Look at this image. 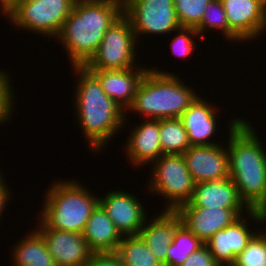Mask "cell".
<instances>
[{"label":"cell","instance_id":"6da1fadb","mask_svg":"<svg viewBox=\"0 0 266 266\" xmlns=\"http://www.w3.org/2000/svg\"><path fill=\"white\" fill-rule=\"evenodd\" d=\"M229 177L250 209L266 208V151L251 123L236 117L228 125Z\"/></svg>","mask_w":266,"mask_h":266},{"label":"cell","instance_id":"7a4b0ae2","mask_svg":"<svg viewBox=\"0 0 266 266\" xmlns=\"http://www.w3.org/2000/svg\"><path fill=\"white\" fill-rule=\"evenodd\" d=\"M123 15V0H76L57 38L72 66H84L107 29Z\"/></svg>","mask_w":266,"mask_h":266},{"label":"cell","instance_id":"3957f363","mask_svg":"<svg viewBox=\"0 0 266 266\" xmlns=\"http://www.w3.org/2000/svg\"><path fill=\"white\" fill-rule=\"evenodd\" d=\"M72 69L79 74L73 95L78 124L86 142L98 152L125 125V110L106 95L99 79L85 66Z\"/></svg>","mask_w":266,"mask_h":266},{"label":"cell","instance_id":"277c9868","mask_svg":"<svg viewBox=\"0 0 266 266\" xmlns=\"http://www.w3.org/2000/svg\"><path fill=\"white\" fill-rule=\"evenodd\" d=\"M177 77L148 68L127 110L153 120L180 118L199 94Z\"/></svg>","mask_w":266,"mask_h":266},{"label":"cell","instance_id":"5b68a950","mask_svg":"<svg viewBox=\"0 0 266 266\" xmlns=\"http://www.w3.org/2000/svg\"><path fill=\"white\" fill-rule=\"evenodd\" d=\"M91 193L75 180L53 182L45 193L38 229L83 233L92 211L99 204L98 196Z\"/></svg>","mask_w":266,"mask_h":266},{"label":"cell","instance_id":"8992f818","mask_svg":"<svg viewBox=\"0 0 266 266\" xmlns=\"http://www.w3.org/2000/svg\"><path fill=\"white\" fill-rule=\"evenodd\" d=\"M76 0H19L6 13L14 26L57 39Z\"/></svg>","mask_w":266,"mask_h":266},{"label":"cell","instance_id":"52a82bcc","mask_svg":"<svg viewBox=\"0 0 266 266\" xmlns=\"http://www.w3.org/2000/svg\"><path fill=\"white\" fill-rule=\"evenodd\" d=\"M152 163L153 172L148 189L169 200L165 210L175 211L188 203L193 195L195 182L183 155L163 154Z\"/></svg>","mask_w":266,"mask_h":266},{"label":"cell","instance_id":"ba28073f","mask_svg":"<svg viewBox=\"0 0 266 266\" xmlns=\"http://www.w3.org/2000/svg\"><path fill=\"white\" fill-rule=\"evenodd\" d=\"M137 42L131 22L123 14L107 29L96 53L84 66L88 70L134 68Z\"/></svg>","mask_w":266,"mask_h":266},{"label":"cell","instance_id":"9c48e42d","mask_svg":"<svg viewBox=\"0 0 266 266\" xmlns=\"http://www.w3.org/2000/svg\"><path fill=\"white\" fill-rule=\"evenodd\" d=\"M123 14L130 20L136 39L143 34H164L177 31L174 0H123Z\"/></svg>","mask_w":266,"mask_h":266},{"label":"cell","instance_id":"30bf717a","mask_svg":"<svg viewBox=\"0 0 266 266\" xmlns=\"http://www.w3.org/2000/svg\"><path fill=\"white\" fill-rule=\"evenodd\" d=\"M221 2L227 15L230 41L255 40L266 29V6L259 0Z\"/></svg>","mask_w":266,"mask_h":266},{"label":"cell","instance_id":"8fae6325","mask_svg":"<svg viewBox=\"0 0 266 266\" xmlns=\"http://www.w3.org/2000/svg\"><path fill=\"white\" fill-rule=\"evenodd\" d=\"M220 145H193L184 152L183 157L195 184L229 177L228 150Z\"/></svg>","mask_w":266,"mask_h":266},{"label":"cell","instance_id":"7c38bea8","mask_svg":"<svg viewBox=\"0 0 266 266\" xmlns=\"http://www.w3.org/2000/svg\"><path fill=\"white\" fill-rule=\"evenodd\" d=\"M183 205H194L204 208L244 209L256 223L261 222L259 210L250 209L240 198L238 189L230 177L219 180L197 183L194 186L190 201Z\"/></svg>","mask_w":266,"mask_h":266},{"label":"cell","instance_id":"4fadbf2b","mask_svg":"<svg viewBox=\"0 0 266 266\" xmlns=\"http://www.w3.org/2000/svg\"><path fill=\"white\" fill-rule=\"evenodd\" d=\"M99 205L122 236L138 235L147 222L143 204L134 194L113 190L105 194L104 198L99 197Z\"/></svg>","mask_w":266,"mask_h":266},{"label":"cell","instance_id":"5bb4252c","mask_svg":"<svg viewBox=\"0 0 266 266\" xmlns=\"http://www.w3.org/2000/svg\"><path fill=\"white\" fill-rule=\"evenodd\" d=\"M175 212L181 223L204 243L217 231L224 229L237 220L243 209L204 208L182 205Z\"/></svg>","mask_w":266,"mask_h":266},{"label":"cell","instance_id":"9a60e30c","mask_svg":"<svg viewBox=\"0 0 266 266\" xmlns=\"http://www.w3.org/2000/svg\"><path fill=\"white\" fill-rule=\"evenodd\" d=\"M43 237L56 266H85L92 255L82 233L36 229Z\"/></svg>","mask_w":266,"mask_h":266},{"label":"cell","instance_id":"2e32d148","mask_svg":"<svg viewBox=\"0 0 266 266\" xmlns=\"http://www.w3.org/2000/svg\"><path fill=\"white\" fill-rule=\"evenodd\" d=\"M247 224L244 216L241 215L232 224L217 231L205 242L219 266L234 263L235 258L246 248L251 238L257 233L250 231Z\"/></svg>","mask_w":266,"mask_h":266},{"label":"cell","instance_id":"e0dca14e","mask_svg":"<svg viewBox=\"0 0 266 266\" xmlns=\"http://www.w3.org/2000/svg\"><path fill=\"white\" fill-rule=\"evenodd\" d=\"M136 70V71H135ZM148 69L129 68L125 70H90L100 81L108 97L126 110L133 102L141 80Z\"/></svg>","mask_w":266,"mask_h":266},{"label":"cell","instance_id":"ac0fdd59","mask_svg":"<svg viewBox=\"0 0 266 266\" xmlns=\"http://www.w3.org/2000/svg\"><path fill=\"white\" fill-rule=\"evenodd\" d=\"M132 130L125 149L133 166L151 164L162 155L159 120L147 119Z\"/></svg>","mask_w":266,"mask_h":266},{"label":"cell","instance_id":"d6986e66","mask_svg":"<svg viewBox=\"0 0 266 266\" xmlns=\"http://www.w3.org/2000/svg\"><path fill=\"white\" fill-rule=\"evenodd\" d=\"M216 109L215 105L198 97L180 116L191 146L216 144L209 141L217 129Z\"/></svg>","mask_w":266,"mask_h":266},{"label":"cell","instance_id":"ffe728a7","mask_svg":"<svg viewBox=\"0 0 266 266\" xmlns=\"http://www.w3.org/2000/svg\"><path fill=\"white\" fill-rule=\"evenodd\" d=\"M156 216L150 224L145 222L139 235L160 264L166 266V252L181 220L175 211L169 210H164Z\"/></svg>","mask_w":266,"mask_h":266},{"label":"cell","instance_id":"44dd1931","mask_svg":"<svg viewBox=\"0 0 266 266\" xmlns=\"http://www.w3.org/2000/svg\"><path fill=\"white\" fill-rule=\"evenodd\" d=\"M82 234L93 253L116 252L123 237L99 204L92 211Z\"/></svg>","mask_w":266,"mask_h":266},{"label":"cell","instance_id":"7402d4cb","mask_svg":"<svg viewBox=\"0 0 266 266\" xmlns=\"http://www.w3.org/2000/svg\"><path fill=\"white\" fill-rule=\"evenodd\" d=\"M13 266H56L42 235L36 230L13 247Z\"/></svg>","mask_w":266,"mask_h":266},{"label":"cell","instance_id":"603a6c76","mask_svg":"<svg viewBox=\"0 0 266 266\" xmlns=\"http://www.w3.org/2000/svg\"><path fill=\"white\" fill-rule=\"evenodd\" d=\"M116 253L123 266H162L139 234L123 236Z\"/></svg>","mask_w":266,"mask_h":266},{"label":"cell","instance_id":"cb8c5ba5","mask_svg":"<svg viewBox=\"0 0 266 266\" xmlns=\"http://www.w3.org/2000/svg\"><path fill=\"white\" fill-rule=\"evenodd\" d=\"M205 243L182 223L176 228L172 243L166 252V266H181L195 251Z\"/></svg>","mask_w":266,"mask_h":266},{"label":"cell","instance_id":"d4e9b609","mask_svg":"<svg viewBox=\"0 0 266 266\" xmlns=\"http://www.w3.org/2000/svg\"><path fill=\"white\" fill-rule=\"evenodd\" d=\"M159 138L163 154H180L191 146L180 118L159 119Z\"/></svg>","mask_w":266,"mask_h":266},{"label":"cell","instance_id":"484cf974","mask_svg":"<svg viewBox=\"0 0 266 266\" xmlns=\"http://www.w3.org/2000/svg\"><path fill=\"white\" fill-rule=\"evenodd\" d=\"M221 29L224 38L230 41V28L228 27L227 15L221 0H212L205 9L201 22L195 27L199 35L208 29Z\"/></svg>","mask_w":266,"mask_h":266},{"label":"cell","instance_id":"4316f807","mask_svg":"<svg viewBox=\"0 0 266 266\" xmlns=\"http://www.w3.org/2000/svg\"><path fill=\"white\" fill-rule=\"evenodd\" d=\"M234 263L237 266H266V232L257 231Z\"/></svg>","mask_w":266,"mask_h":266},{"label":"cell","instance_id":"83f0119b","mask_svg":"<svg viewBox=\"0 0 266 266\" xmlns=\"http://www.w3.org/2000/svg\"><path fill=\"white\" fill-rule=\"evenodd\" d=\"M212 0H174L177 19L181 27H196Z\"/></svg>","mask_w":266,"mask_h":266},{"label":"cell","instance_id":"f1b7e54d","mask_svg":"<svg viewBox=\"0 0 266 266\" xmlns=\"http://www.w3.org/2000/svg\"><path fill=\"white\" fill-rule=\"evenodd\" d=\"M176 32L179 34L171 40V53L182 58L189 57L196 47L191 37L200 35L194 27H181Z\"/></svg>","mask_w":266,"mask_h":266},{"label":"cell","instance_id":"f546056e","mask_svg":"<svg viewBox=\"0 0 266 266\" xmlns=\"http://www.w3.org/2000/svg\"><path fill=\"white\" fill-rule=\"evenodd\" d=\"M8 73L6 71H1L0 69V124L5 123V121H10L11 114L13 112L14 106V94L12 92V85H10L13 81L8 77Z\"/></svg>","mask_w":266,"mask_h":266},{"label":"cell","instance_id":"4dcf8cb0","mask_svg":"<svg viewBox=\"0 0 266 266\" xmlns=\"http://www.w3.org/2000/svg\"><path fill=\"white\" fill-rule=\"evenodd\" d=\"M181 266H219L213 255L210 253L209 248L204 245L198 251L189 255L186 261Z\"/></svg>","mask_w":266,"mask_h":266},{"label":"cell","instance_id":"1f68e13d","mask_svg":"<svg viewBox=\"0 0 266 266\" xmlns=\"http://www.w3.org/2000/svg\"><path fill=\"white\" fill-rule=\"evenodd\" d=\"M85 266H123L116 252L92 253Z\"/></svg>","mask_w":266,"mask_h":266},{"label":"cell","instance_id":"d6a6232c","mask_svg":"<svg viewBox=\"0 0 266 266\" xmlns=\"http://www.w3.org/2000/svg\"><path fill=\"white\" fill-rule=\"evenodd\" d=\"M1 172H0V218L2 216V212L4 213V210L6 208V203H8L9 198L11 195L10 189H7L8 186L7 184H5L6 181H3V177L1 176Z\"/></svg>","mask_w":266,"mask_h":266},{"label":"cell","instance_id":"836d02e7","mask_svg":"<svg viewBox=\"0 0 266 266\" xmlns=\"http://www.w3.org/2000/svg\"><path fill=\"white\" fill-rule=\"evenodd\" d=\"M18 2L19 0H0V8L3 15H6Z\"/></svg>","mask_w":266,"mask_h":266},{"label":"cell","instance_id":"e575fe53","mask_svg":"<svg viewBox=\"0 0 266 266\" xmlns=\"http://www.w3.org/2000/svg\"><path fill=\"white\" fill-rule=\"evenodd\" d=\"M260 216H261V224H263L264 222H266V208H263L261 210H259ZM266 232V230H264Z\"/></svg>","mask_w":266,"mask_h":266},{"label":"cell","instance_id":"d590c367","mask_svg":"<svg viewBox=\"0 0 266 266\" xmlns=\"http://www.w3.org/2000/svg\"><path fill=\"white\" fill-rule=\"evenodd\" d=\"M221 266H237L235 263H228V264H224V265H221Z\"/></svg>","mask_w":266,"mask_h":266},{"label":"cell","instance_id":"8d00e7d4","mask_svg":"<svg viewBox=\"0 0 266 266\" xmlns=\"http://www.w3.org/2000/svg\"><path fill=\"white\" fill-rule=\"evenodd\" d=\"M259 1L266 6V0H259Z\"/></svg>","mask_w":266,"mask_h":266}]
</instances>
